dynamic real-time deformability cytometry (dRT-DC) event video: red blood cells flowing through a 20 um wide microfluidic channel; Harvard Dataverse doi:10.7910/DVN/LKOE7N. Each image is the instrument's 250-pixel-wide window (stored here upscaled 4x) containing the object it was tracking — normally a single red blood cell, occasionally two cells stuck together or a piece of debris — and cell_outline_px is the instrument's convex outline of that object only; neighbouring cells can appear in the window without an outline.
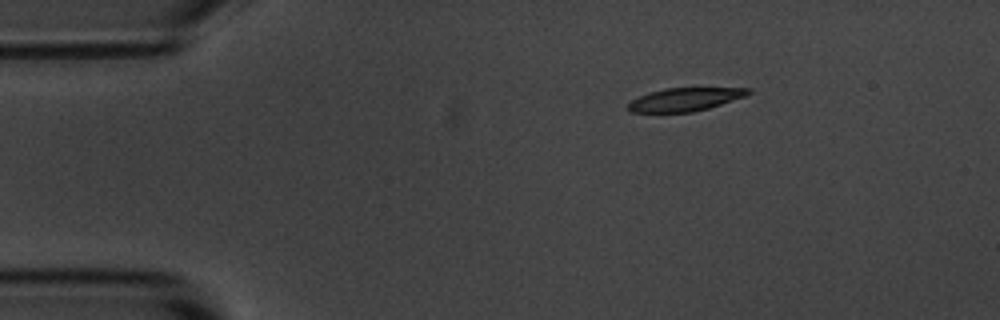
{"species": "common noctule bat (a hibernating species)", "species_latin": "Nyctalus noctula", "temperature_condition": "room temperature", "stored_images_in_passage": 48, "camera_frame_rate_fps": 3000, "um_per_image_px": 0.085, "animal": {"sex": "male", "body_mass_g": 20.1, "forearm_length_mm": 53.5}, "frame": {"image": 1, "passage_image": 1, "time_ms": 0.0, "image_size_px": [1000, 320], "cell_outline_px": [[752, 92], [744, 96], [708, 108], [692, 112], [632, 112], [628, 108], [628, 104], [632, 100], [648, 92], [664, 88], [752, 88]], "centroid_in_image_um": [58.21, 8.44], "position_along_channel_um": 26.8, "area_um2": 16.01}}
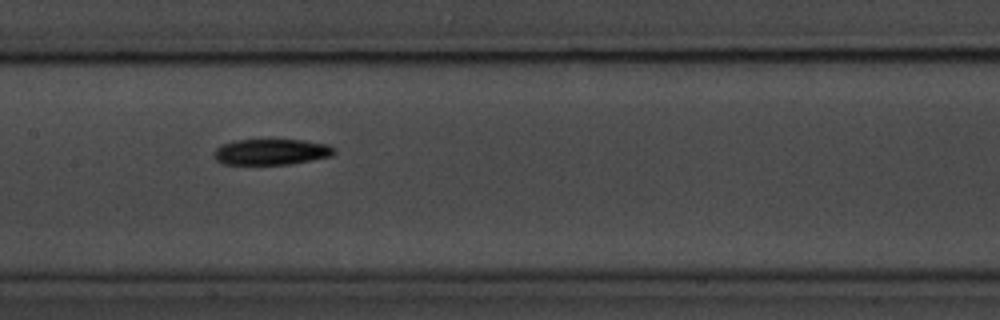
{"frame": {"image": 2, "passage_image": 19, "time_ms": 6.0, "image_size_px": [1000, 320], "cell_outline_px": [[336, 152], [332, 156], [288, 164], [224, 164], [216, 160], [212, 152], [220, 144], [232, 140], [268, 136], [304, 140], [328, 144], [336, 148]], "centroid_in_image_um": [23.03, 12.84], "position_along_channel_um": 184.4, "area_um2": 19.31}}
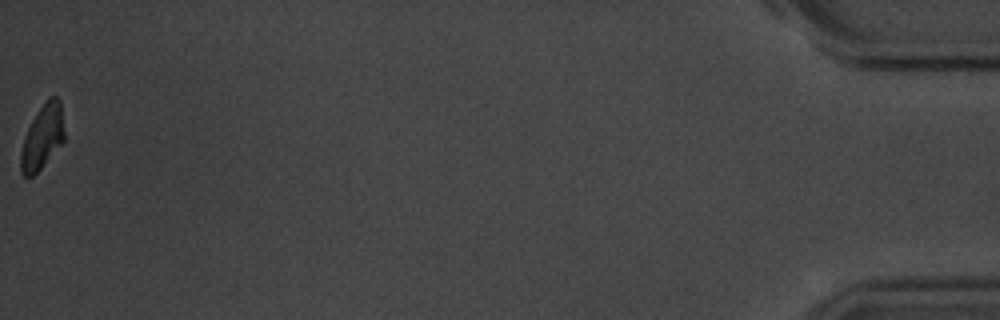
{"frame": {"image": 3, "passage_image": 48, "time_ms": 15.667, "image_size_px": [1000, 320], "cell_outline_px": [[64, 140], [40, 168], [28, 180], [20, 172], [20, 152], [24, 136], [32, 120], [48, 96], [56, 96], [60, 100], [64, 132]], "centroid_in_image_um": [3.57, 11.65], "position_along_channel_um": 431.6, "area_um2": 16.18}, "authors_computed_cell_mechanics": {"area_um2": 17.8891, "velocity_mm_per_s": 3.5936, "shape_relaxation_time_tau1_ms": 3.2791, "shape_relaxation_time_tau2_ms": null, "deformation_change_tau1": 0.1113, "deformation_change_tau2": null}}